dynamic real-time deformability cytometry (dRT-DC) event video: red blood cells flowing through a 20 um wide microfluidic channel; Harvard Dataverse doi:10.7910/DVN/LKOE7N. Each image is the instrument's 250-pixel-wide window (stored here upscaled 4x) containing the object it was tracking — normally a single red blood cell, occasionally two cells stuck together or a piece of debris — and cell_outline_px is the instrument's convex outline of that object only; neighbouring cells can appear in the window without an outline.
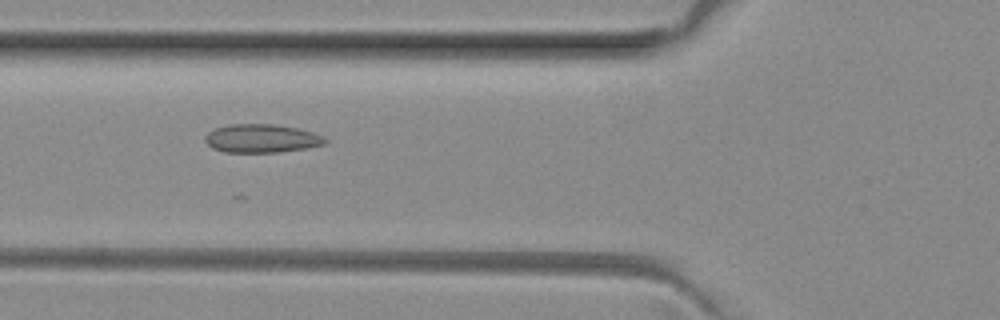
{"species": "common noctule bat (a hibernating species)", "species_latin": "Nyctalus noctula", "temperature_condition": "room temperature", "stored_images_in_passage": 5, "camera_frame_rate_fps": 3000, "um_per_image_px": 0.085, "animal": {"sex": "female", "body_mass_g": 29.2, "forearm_length_mm": 56.3}, "frame": {"image": 1, "passage_image": 4, "time_ms": 1.0, "image_size_px": [1000, 320], "cell_outline_px": [[328, 140], [324, 144], [304, 148], [280, 152], [224, 152], [212, 148], [204, 140], [204, 136], [208, 132], [216, 128], [228, 124], [272, 124], [296, 128], [312, 132], [324, 136]], "centroid_in_image_um": [22.2, 11.76], "position_along_channel_um": 103.6, "area_um2": 19.83}}
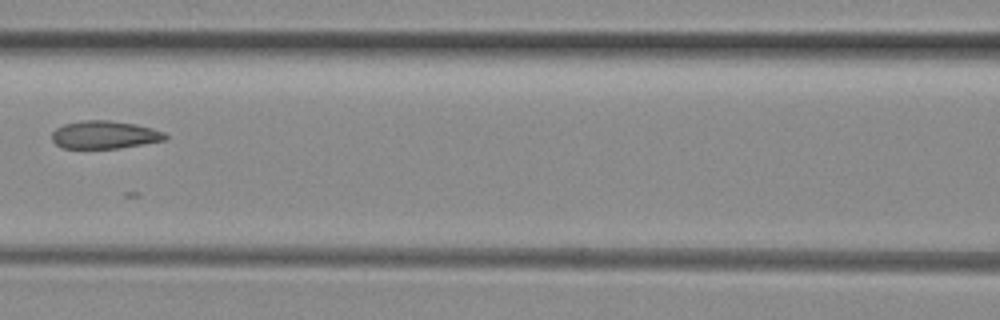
{"frame": {"image": 2, "passage_image": 5, "time_ms": 1.333, "image_size_px": [1000, 320], "cell_outline_px": [[168, 136], [164, 140], [120, 148], [64, 148], [56, 144], [52, 140], [52, 132], [56, 128], [64, 124], [84, 120], [112, 120], [136, 124], [152, 128], [164, 132]], "centroid_in_image_um": [8.88, 11.45], "position_along_channel_um": 157.7, "area_um2": 18.38}}